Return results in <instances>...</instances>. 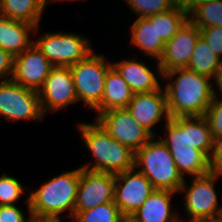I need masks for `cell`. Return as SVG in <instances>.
I'll list each match as a JSON object with an SVG mask.
<instances>
[{"label": "cell", "instance_id": "9a60e30c", "mask_svg": "<svg viewBox=\"0 0 222 222\" xmlns=\"http://www.w3.org/2000/svg\"><path fill=\"white\" fill-rule=\"evenodd\" d=\"M54 65L32 43L24 52L14 57L10 79L25 88L38 91Z\"/></svg>", "mask_w": 222, "mask_h": 222}, {"label": "cell", "instance_id": "44dd1931", "mask_svg": "<svg viewBox=\"0 0 222 222\" xmlns=\"http://www.w3.org/2000/svg\"><path fill=\"white\" fill-rule=\"evenodd\" d=\"M131 43L157 60L163 54L165 43L158 38L155 15L147 18H136L131 26Z\"/></svg>", "mask_w": 222, "mask_h": 222}, {"label": "cell", "instance_id": "7402d4cb", "mask_svg": "<svg viewBox=\"0 0 222 222\" xmlns=\"http://www.w3.org/2000/svg\"><path fill=\"white\" fill-rule=\"evenodd\" d=\"M47 0H0V16L39 27Z\"/></svg>", "mask_w": 222, "mask_h": 222}, {"label": "cell", "instance_id": "e575fe53", "mask_svg": "<svg viewBox=\"0 0 222 222\" xmlns=\"http://www.w3.org/2000/svg\"><path fill=\"white\" fill-rule=\"evenodd\" d=\"M213 0H184L180 7L190 14L196 7Z\"/></svg>", "mask_w": 222, "mask_h": 222}, {"label": "cell", "instance_id": "4dcf8cb0", "mask_svg": "<svg viewBox=\"0 0 222 222\" xmlns=\"http://www.w3.org/2000/svg\"><path fill=\"white\" fill-rule=\"evenodd\" d=\"M200 36L208 43L213 52L222 58V27L213 26L200 29Z\"/></svg>", "mask_w": 222, "mask_h": 222}, {"label": "cell", "instance_id": "30bf717a", "mask_svg": "<svg viewBox=\"0 0 222 222\" xmlns=\"http://www.w3.org/2000/svg\"><path fill=\"white\" fill-rule=\"evenodd\" d=\"M221 174L208 173L206 175L193 177L191 186L186 190L184 201L187 215L190 220L217 219L220 217L222 207L218 206L217 194L213 184Z\"/></svg>", "mask_w": 222, "mask_h": 222}, {"label": "cell", "instance_id": "d4e9b609", "mask_svg": "<svg viewBox=\"0 0 222 222\" xmlns=\"http://www.w3.org/2000/svg\"><path fill=\"white\" fill-rule=\"evenodd\" d=\"M189 20V14L175 5L165 12L155 15L158 38L167 43Z\"/></svg>", "mask_w": 222, "mask_h": 222}, {"label": "cell", "instance_id": "cb8c5ba5", "mask_svg": "<svg viewBox=\"0 0 222 222\" xmlns=\"http://www.w3.org/2000/svg\"><path fill=\"white\" fill-rule=\"evenodd\" d=\"M221 64V58L213 52L208 43L200 36L187 69L212 79Z\"/></svg>", "mask_w": 222, "mask_h": 222}, {"label": "cell", "instance_id": "7a4b0ae2", "mask_svg": "<svg viewBox=\"0 0 222 222\" xmlns=\"http://www.w3.org/2000/svg\"><path fill=\"white\" fill-rule=\"evenodd\" d=\"M82 167L64 172L32 191L27 200L29 216L37 219H60V213L69 211L73 218Z\"/></svg>", "mask_w": 222, "mask_h": 222}, {"label": "cell", "instance_id": "f1b7e54d", "mask_svg": "<svg viewBox=\"0 0 222 222\" xmlns=\"http://www.w3.org/2000/svg\"><path fill=\"white\" fill-rule=\"evenodd\" d=\"M24 190L16 178L7 176L4 173L0 177V205H15Z\"/></svg>", "mask_w": 222, "mask_h": 222}, {"label": "cell", "instance_id": "2e32d148", "mask_svg": "<svg viewBox=\"0 0 222 222\" xmlns=\"http://www.w3.org/2000/svg\"><path fill=\"white\" fill-rule=\"evenodd\" d=\"M126 108L139 125L147 129L154 137L152 126L160 121L162 116L166 121L170 119L166 93L161 88L151 92L134 93Z\"/></svg>", "mask_w": 222, "mask_h": 222}, {"label": "cell", "instance_id": "8992f818", "mask_svg": "<svg viewBox=\"0 0 222 222\" xmlns=\"http://www.w3.org/2000/svg\"><path fill=\"white\" fill-rule=\"evenodd\" d=\"M167 136L161 140L167 147L189 146L209 157L213 136L205 116L174 117L166 121Z\"/></svg>", "mask_w": 222, "mask_h": 222}, {"label": "cell", "instance_id": "ba28073f", "mask_svg": "<svg viewBox=\"0 0 222 222\" xmlns=\"http://www.w3.org/2000/svg\"><path fill=\"white\" fill-rule=\"evenodd\" d=\"M0 115L9 121L42 119L38 91L25 88L12 79L0 81Z\"/></svg>", "mask_w": 222, "mask_h": 222}, {"label": "cell", "instance_id": "4fadbf2b", "mask_svg": "<svg viewBox=\"0 0 222 222\" xmlns=\"http://www.w3.org/2000/svg\"><path fill=\"white\" fill-rule=\"evenodd\" d=\"M115 174L82 168L75 211H85L100 204L114 202Z\"/></svg>", "mask_w": 222, "mask_h": 222}, {"label": "cell", "instance_id": "5bb4252c", "mask_svg": "<svg viewBox=\"0 0 222 222\" xmlns=\"http://www.w3.org/2000/svg\"><path fill=\"white\" fill-rule=\"evenodd\" d=\"M200 37V29L188 20L183 27L164 45V51L158 60V74L178 68H187L196 42Z\"/></svg>", "mask_w": 222, "mask_h": 222}, {"label": "cell", "instance_id": "5b68a950", "mask_svg": "<svg viewBox=\"0 0 222 222\" xmlns=\"http://www.w3.org/2000/svg\"><path fill=\"white\" fill-rule=\"evenodd\" d=\"M102 55L90 53L86 58L69 66L78 100H83L92 110L102 102L106 74L112 64L105 63Z\"/></svg>", "mask_w": 222, "mask_h": 222}, {"label": "cell", "instance_id": "74e56055", "mask_svg": "<svg viewBox=\"0 0 222 222\" xmlns=\"http://www.w3.org/2000/svg\"><path fill=\"white\" fill-rule=\"evenodd\" d=\"M120 222H136L131 216H124Z\"/></svg>", "mask_w": 222, "mask_h": 222}, {"label": "cell", "instance_id": "b9f144b4", "mask_svg": "<svg viewBox=\"0 0 222 222\" xmlns=\"http://www.w3.org/2000/svg\"><path fill=\"white\" fill-rule=\"evenodd\" d=\"M49 1H52V2H56V1H60V0H49ZM62 1V0H61ZM69 1V0H68Z\"/></svg>", "mask_w": 222, "mask_h": 222}, {"label": "cell", "instance_id": "836d02e7", "mask_svg": "<svg viewBox=\"0 0 222 222\" xmlns=\"http://www.w3.org/2000/svg\"><path fill=\"white\" fill-rule=\"evenodd\" d=\"M13 64H14V57L7 51L0 48V79H2V81L9 80L7 78L9 77L8 75L12 77Z\"/></svg>", "mask_w": 222, "mask_h": 222}, {"label": "cell", "instance_id": "ac0fdd59", "mask_svg": "<svg viewBox=\"0 0 222 222\" xmlns=\"http://www.w3.org/2000/svg\"><path fill=\"white\" fill-rule=\"evenodd\" d=\"M37 29L32 24L0 16V48L13 57L21 54L33 42L29 40V32H36Z\"/></svg>", "mask_w": 222, "mask_h": 222}, {"label": "cell", "instance_id": "d6a6232c", "mask_svg": "<svg viewBox=\"0 0 222 222\" xmlns=\"http://www.w3.org/2000/svg\"><path fill=\"white\" fill-rule=\"evenodd\" d=\"M16 205H0V222H28Z\"/></svg>", "mask_w": 222, "mask_h": 222}, {"label": "cell", "instance_id": "f546056e", "mask_svg": "<svg viewBox=\"0 0 222 222\" xmlns=\"http://www.w3.org/2000/svg\"><path fill=\"white\" fill-rule=\"evenodd\" d=\"M214 97L209 105L205 117L207 118L211 134L213 137L222 135V101L218 100L216 92L213 91Z\"/></svg>", "mask_w": 222, "mask_h": 222}, {"label": "cell", "instance_id": "60d3db41", "mask_svg": "<svg viewBox=\"0 0 222 222\" xmlns=\"http://www.w3.org/2000/svg\"><path fill=\"white\" fill-rule=\"evenodd\" d=\"M28 222H37V218L30 216Z\"/></svg>", "mask_w": 222, "mask_h": 222}, {"label": "cell", "instance_id": "4316f807", "mask_svg": "<svg viewBox=\"0 0 222 222\" xmlns=\"http://www.w3.org/2000/svg\"><path fill=\"white\" fill-rule=\"evenodd\" d=\"M124 216L115 202L100 204L85 211H74L75 222H120Z\"/></svg>", "mask_w": 222, "mask_h": 222}, {"label": "cell", "instance_id": "ffe728a7", "mask_svg": "<svg viewBox=\"0 0 222 222\" xmlns=\"http://www.w3.org/2000/svg\"><path fill=\"white\" fill-rule=\"evenodd\" d=\"M112 66L134 93L151 92L161 88L157 77L143 62L123 60Z\"/></svg>", "mask_w": 222, "mask_h": 222}, {"label": "cell", "instance_id": "7c38bea8", "mask_svg": "<svg viewBox=\"0 0 222 222\" xmlns=\"http://www.w3.org/2000/svg\"><path fill=\"white\" fill-rule=\"evenodd\" d=\"M43 115L78 101L69 67H54L38 90Z\"/></svg>", "mask_w": 222, "mask_h": 222}, {"label": "cell", "instance_id": "9c48e42d", "mask_svg": "<svg viewBox=\"0 0 222 222\" xmlns=\"http://www.w3.org/2000/svg\"><path fill=\"white\" fill-rule=\"evenodd\" d=\"M95 121L113 138L133 152L142 148L154 136L133 118L127 108L99 113Z\"/></svg>", "mask_w": 222, "mask_h": 222}, {"label": "cell", "instance_id": "ab89813d", "mask_svg": "<svg viewBox=\"0 0 222 222\" xmlns=\"http://www.w3.org/2000/svg\"><path fill=\"white\" fill-rule=\"evenodd\" d=\"M184 0H171V2L174 4V5H178L180 6L182 3H183Z\"/></svg>", "mask_w": 222, "mask_h": 222}, {"label": "cell", "instance_id": "277c9868", "mask_svg": "<svg viewBox=\"0 0 222 222\" xmlns=\"http://www.w3.org/2000/svg\"><path fill=\"white\" fill-rule=\"evenodd\" d=\"M141 165H143L141 167ZM151 182L154 189L184 191L186 182L179 173L168 147L161 141L151 138L135 152L134 167Z\"/></svg>", "mask_w": 222, "mask_h": 222}, {"label": "cell", "instance_id": "83f0119b", "mask_svg": "<svg viewBox=\"0 0 222 222\" xmlns=\"http://www.w3.org/2000/svg\"><path fill=\"white\" fill-rule=\"evenodd\" d=\"M139 18H147L152 15L165 12L175 5L171 0H125Z\"/></svg>", "mask_w": 222, "mask_h": 222}, {"label": "cell", "instance_id": "1f68e13d", "mask_svg": "<svg viewBox=\"0 0 222 222\" xmlns=\"http://www.w3.org/2000/svg\"><path fill=\"white\" fill-rule=\"evenodd\" d=\"M211 151L208 157L210 172L222 175V135L213 137Z\"/></svg>", "mask_w": 222, "mask_h": 222}, {"label": "cell", "instance_id": "6da1fadb", "mask_svg": "<svg viewBox=\"0 0 222 222\" xmlns=\"http://www.w3.org/2000/svg\"><path fill=\"white\" fill-rule=\"evenodd\" d=\"M174 75H178L174 82L168 83L163 89L170 118L205 116L214 97V89L210 84L214 79L187 68L170 70L163 77L171 79Z\"/></svg>", "mask_w": 222, "mask_h": 222}, {"label": "cell", "instance_id": "f35d334b", "mask_svg": "<svg viewBox=\"0 0 222 222\" xmlns=\"http://www.w3.org/2000/svg\"><path fill=\"white\" fill-rule=\"evenodd\" d=\"M197 222H222L220 218L217 219H209V220H200Z\"/></svg>", "mask_w": 222, "mask_h": 222}, {"label": "cell", "instance_id": "d6986e66", "mask_svg": "<svg viewBox=\"0 0 222 222\" xmlns=\"http://www.w3.org/2000/svg\"><path fill=\"white\" fill-rule=\"evenodd\" d=\"M133 96L134 92L130 86L112 66L106 74L102 102L95 111L99 114L113 109L126 108Z\"/></svg>", "mask_w": 222, "mask_h": 222}, {"label": "cell", "instance_id": "52a82bcc", "mask_svg": "<svg viewBox=\"0 0 222 222\" xmlns=\"http://www.w3.org/2000/svg\"><path fill=\"white\" fill-rule=\"evenodd\" d=\"M34 44L54 67H69L93 52L88 39L70 33H46Z\"/></svg>", "mask_w": 222, "mask_h": 222}, {"label": "cell", "instance_id": "d590c367", "mask_svg": "<svg viewBox=\"0 0 222 222\" xmlns=\"http://www.w3.org/2000/svg\"><path fill=\"white\" fill-rule=\"evenodd\" d=\"M213 78L215 79L216 85L218 86V89L220 90L219 92L222 93V64L220 65V67L216 71Z\"/></svg>", "mask_w": 222, "mask_h": 222}, {"label": "cell", "instance_id": "8d00e7d4", "mask_svg": "<svg viewBox=\"0 0 222 222\" xmlns=\"http://www.w3.org/2000/svg\"><path fill=\"white\" fill-rule=\"evenodd\" d=\"M37 222H61V219H37Z\"/></svg>", "mask_w": 222, "mask_h": 222}, {"label": "cell", "instance_id": "8fae6325", "mask_svg": "<svg viewBox=\"0 0 222 222\" xmlns=\"http://www.w3.org/2000/svg\"><path fill=\"white\" fill-rule=\"evenodd\" d=\"M135 169L115 174L114 202L123 216H132L155 190L146 176Z\"/></svg>", "mask_w": 222, "mask_h": 222}, {"label": "cell", "instance_id": "e0dca14e", "mask_svg": "<svg viewBox=\"0 0 222 222\" xmlns=\"http://www.w3.org/2000/svg\"><path fill=\"white\" fill-rule=\"evenodd\" d=\"M173 194L175 192L170 190L155 189L131 217L136 222H182L176 213L171 212Z\"/></svg>", "mask_w": 222, "mask_h": 222}, {"label": "cell", "instance_id": "3957f363", "mask_svg": "<svg viewBox=\"0 0 222 222\" xmlns=\"http://www.w3.org/2000/svg\"><path fill=\"white\" fill-rule=\"evenodd\" d=\"M87 148L96 157L94 164L83 169L118 174L134 168L135 152L111 137L96 121L95 124L80 123L79 128Z\"/></svg>", "mask_w": 222, "mask_h": 222}, {"label": "cell", "instance_id": "603a6c76", "mask_svg": "<svg viewBox=\"0 0 222 222\" xmlns=\"http://www.w3.org/2000/svg\"><path fill=\"white\" fill-rule=\"evenodd\" d=\"M168 149L182 177L185 172L193 177L210 173L208 157L202 151L189 146L168 147Z\"/></svg>", "mask_w": 222, "mask_h": 222}, {"label": "cell", "instance_id": "484cf974", "mask_svg": "<svg viewBox=\"0 0 222 222\" xmlns=\"http://www.w3.org/2000/svg\"><path fill=\"white\" fill-rule=\"evenodd\" d=\"M189 17V20L199 29L222 27V0L201 4L189 14Z\"/></svg>", "mask_w": 222, "mask_h": 222}]
</instances>
